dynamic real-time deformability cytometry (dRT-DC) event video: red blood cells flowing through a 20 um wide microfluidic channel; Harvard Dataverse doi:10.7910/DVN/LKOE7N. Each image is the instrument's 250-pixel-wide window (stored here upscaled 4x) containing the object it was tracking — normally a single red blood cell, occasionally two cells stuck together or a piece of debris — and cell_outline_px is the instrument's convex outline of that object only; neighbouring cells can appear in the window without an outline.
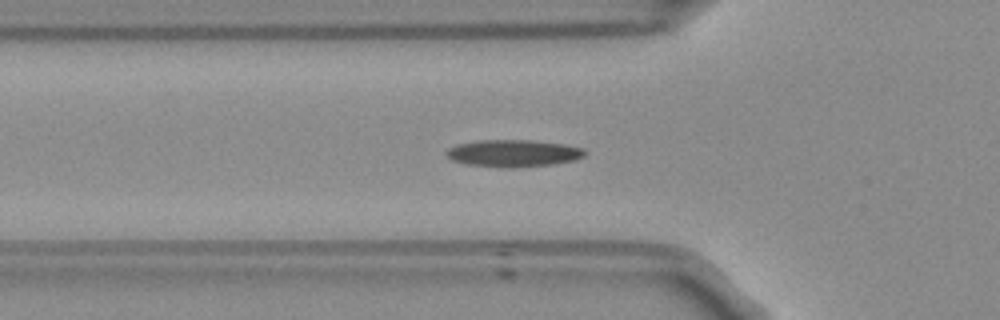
{"species": "Egyptian fruit bat (a non-hibernating species)", "species_latin": "Rousettus aegyptiacus", "temperature_condition": "room temperature", "stored_images_in_passage": 42, "camera_frame_rate_fps": 3000, "um_per_image_px": 0.085, "frame": {"image": 1, "passage_image": 5, "time_ms": 1.333, "image_size_px": [1000, 320], "cell_outline_px": [[588, 152], [584, 156], [572, 160], [552, 164], [464, 164], [452, 160], [444, 152], [448, 148], [456, 144], [480, 140], [532, 140], [564, 144], [584, 148]], "centroid_in_image_um": [43.64, 12.95], "position_along_channel_um": 82.2, "area_um2": 20.63}}
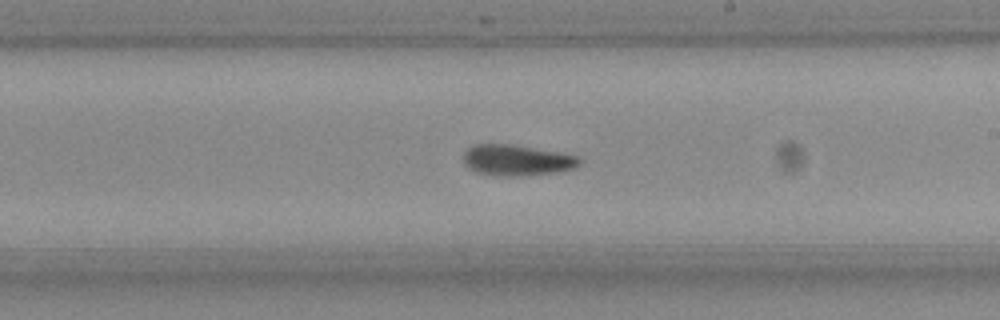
{"frame": {"image": 2, "passage_image": 18, "time_ms": 5.667, "image_size_px": [1000, 320], "cell_outline_px": [[584, 160], [580, 164], [572, 168], [560, 172], [520, 176], [492, 176], [476, 172], [468, 168], [464, 164], [464, 152], [472, 144], [512, 144], [560, 152], [580, 156]], "centroid_in_image_um": [43.94, 13.62], "position_along_channel_um": 245.1, "area_um2": 21.33}}
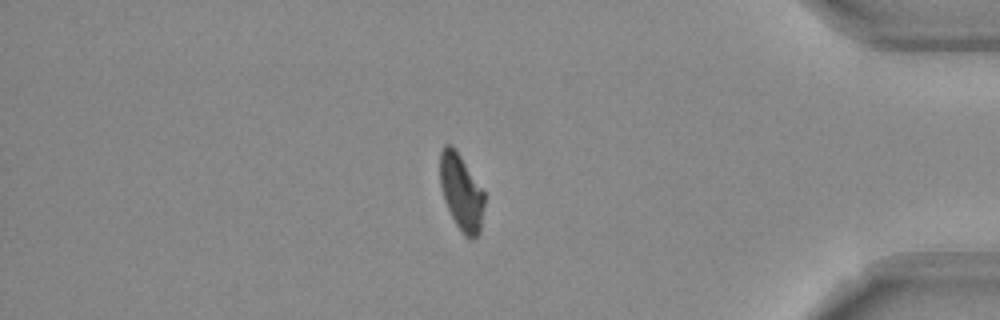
{"frame": {"image": 3, "passage_image": 33, "time_ms": 10.667, "image_size_px": [1000, 320], "cell_outline_px": [[484, 204], [480, 232], [472, 240], [468, 240], [464, 236], [456, 224], [444, 200], [440, 184], [440, 152], [444, 144], [452, 144], [484, 192]], "centroid_in_image_um": [39.2, 16.36], "position_along_channel_um": 396.0, "area_um2": 19.54}, "authors_computed_cell_mechanics": {"area_um2": 20.3745, "velocity_mm_per_s": 3.738, "shape_relaxation_time_tau1_ms": null, "shape_relaxation_time_tau2_ms": 10.7184, "deformation_change_tau1": null, "deformation_change_tau2": 0.1855}}